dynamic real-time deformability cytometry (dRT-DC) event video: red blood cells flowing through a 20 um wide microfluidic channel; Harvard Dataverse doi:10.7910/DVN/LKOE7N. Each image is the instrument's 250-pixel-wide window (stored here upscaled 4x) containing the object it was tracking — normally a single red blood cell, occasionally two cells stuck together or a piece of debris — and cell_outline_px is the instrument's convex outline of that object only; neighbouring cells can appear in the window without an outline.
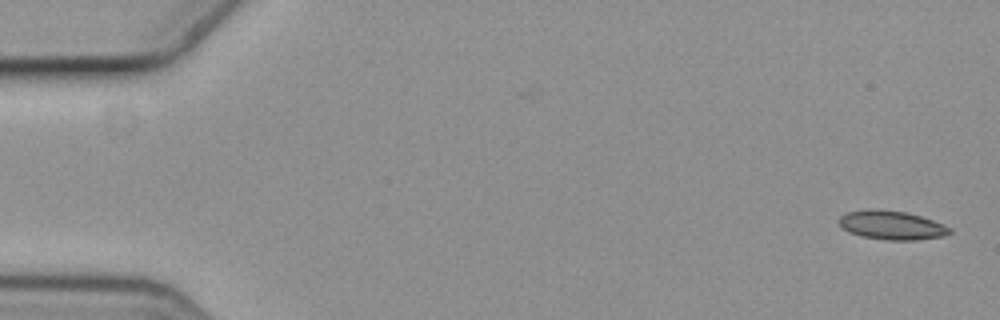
{"species": "common noctule bat (a hibernating species)", "species_latin": "Nyctalus noctula", "temperature_condition": "cold", "stored_images_in_passage": 11, "camera_frame_rate_fps": 3000, "um_per_image_px": 0.085, "animal": {"sex": "female", "body_mass_g": 19.3, "forearm_length_mm": 54.1}, "frame": {"image": 1, "passage_image": 1, "time_ms": 0.0, "image_size_px": [1000, 320], "cell_outline_px": [[952, 232], [944, 236], [916, 240], [884, 240], [860, 236], [848, 232], [836, 220], [840, 216], [848, 212], [908, 212], [944, 224], [952, 228]], "centroid_in_image_um": [75.86, 19.2], "position_along_channel_um": 9.1, "area_um2": 17.98}}
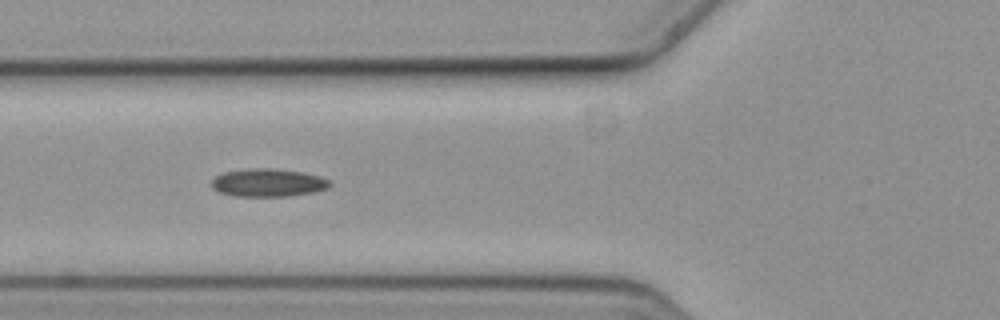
{"frame": {"image": 2, "passage_image": 6, "time_ms": 1.667, "image_size_px": [1000, 320], "cell_outline_px": [[332, 184], [328, 188], [312, 192], [288, 196], [236, 196], [216, 192], [212, 188], [212, 180], [216, 176], [224, 172], [248, 168], [276, 168], [304, 172], [320, 176], [328, 180]], "centroid_in_image_um": [22.77, 15.52], "position_along_channel_um": 103.0, "area_um2": 19.42}}
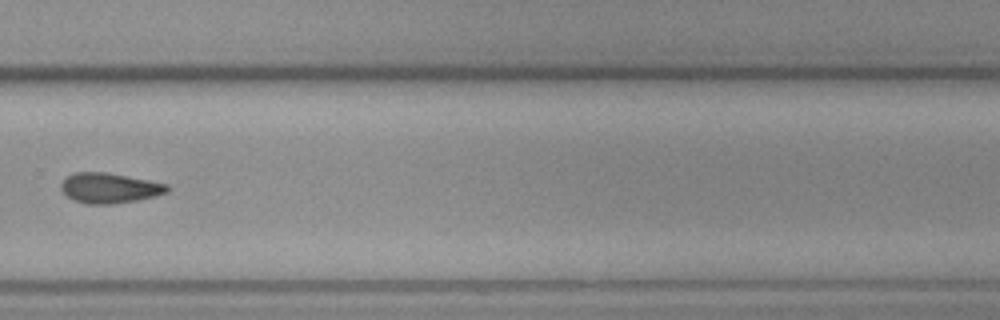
{"frame": {"image": 3, "passage_image": 11, "time_ms": 3.333, "image_size_px": [1000, 320], "cell_outline_px": [[172, 188], [168, 192], [156, 196], [136, 200], [112, 204], [84, 204], [72, 200], [60, 188], [60, 184], [68, 176], [76, 172], [104, 172], [148, 180], [168, 184]], "centroid_in_image_um": [9.32, 15.99], "position_along_channel_um": 320.5, "area_um2": 18.67}}